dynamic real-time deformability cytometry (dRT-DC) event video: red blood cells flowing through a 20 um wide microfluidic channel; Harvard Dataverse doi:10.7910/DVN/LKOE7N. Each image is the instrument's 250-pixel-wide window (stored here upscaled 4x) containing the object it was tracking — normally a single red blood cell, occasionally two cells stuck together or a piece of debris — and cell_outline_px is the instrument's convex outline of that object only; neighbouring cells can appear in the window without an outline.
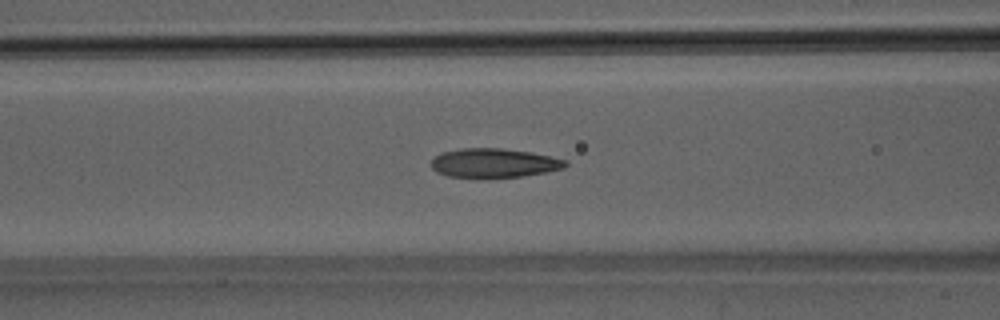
{"species": "Egyptian fruit bat (a non-hibernating species)", "species_latin": "Rousettus aegyptiacus", "temperature_condition": "room temperature", "stored_images_in_passage": 49, "camera_frame_rate_fps": 3000, "um_per_image_px": 0.085, "animal": {"sex": "male"}, "frame": {"image": 1, "passage_image": 20, "time_ms": 6.333, "image_size_px": [1000, 320], "cell_outline_px": [[568, 164], [564, 168], [544, 172], [520, 176], [480, 180], [448, 176], [436, 172], [432, 168], [432, 160], [440, 152], [460, 148], [500, 148], [532, 152], [568, 160]], "centroid_in_image_um": [41.95, 13.88], "position_along_channel_um": 124.6, "area_um2": 23.41}}
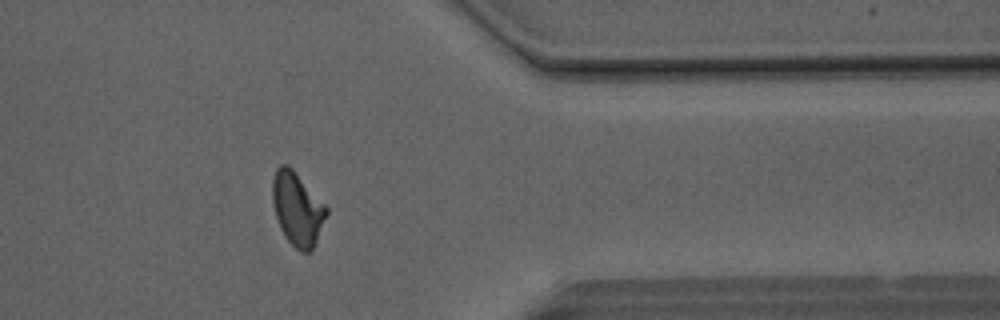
{"frame": {"image": 2, "passage_image": 40, "time_ms": 13.0, "image_size_px": [1000, 320], "cell_outline_px": [[328, 212], [316, 240], [312, 248], [308, 252], [300, 252], [288, 240], [280, 228], [276, 216], [272, 200], [272, 180], [276, 168], [280, 164], [288, 164], [292, 168], [328, 208]], "centroid_in_image_um": [25.25, 17.72], "position_along_channel_um": 386.1, "area_um2": 22.72}}
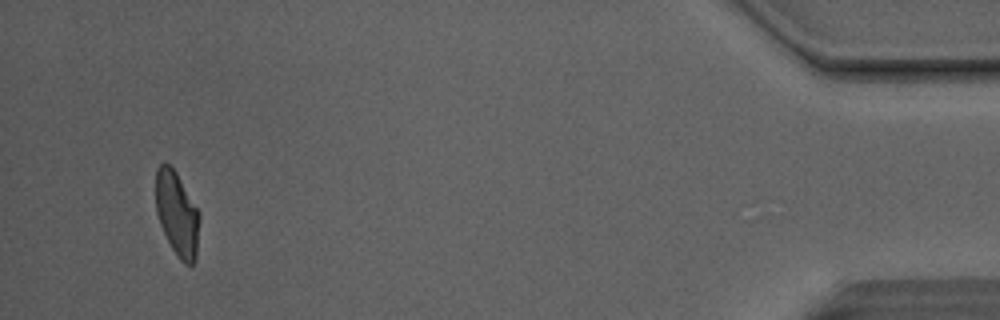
{"frame": {"image": 3, "passage_image": 47, "time_ms": 15.333, "image_size_px": [1000, 320], "cell_outline_px": [[200, 220], [196, 260], [192, 264], [184, 264], [180, 260], [172, 248], [160, 224], [156, 212], [156, 168], [164, 160], [176, 172], [200, 212]], "centroid_in_image_um": [15.06, 18.17], "position_along_channel_um": 420.1, "area_um2": 21.62}, "authors_computed_cell_mechanics": {"area_um2": 22.8888, "velocity_mm_per_s": 4.1461, "shape_relaxation_time_tau1_ms": 9.4736, "shape_relaxation_time_tau2_ms": 1.6253, "deformation_change_tau1": 0.2441, "deformation_change_tau2": 0.0899}}